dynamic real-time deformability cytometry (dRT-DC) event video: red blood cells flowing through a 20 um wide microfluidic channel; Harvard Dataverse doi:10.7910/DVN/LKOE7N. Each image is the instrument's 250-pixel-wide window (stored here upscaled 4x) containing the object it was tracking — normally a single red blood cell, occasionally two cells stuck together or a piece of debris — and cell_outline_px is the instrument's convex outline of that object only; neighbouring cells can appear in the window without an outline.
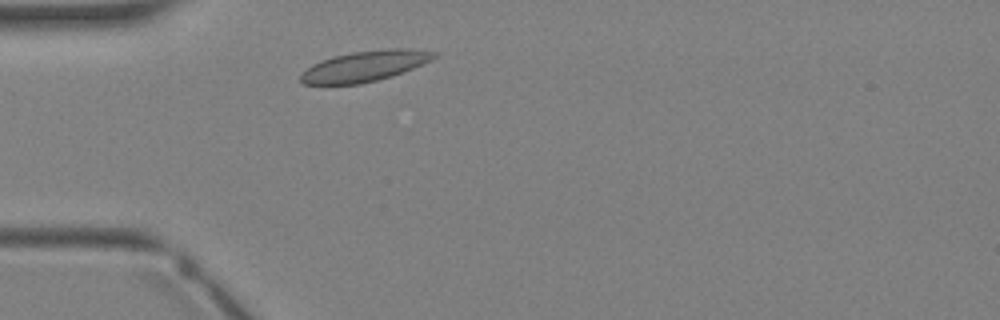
{"species": "Egyptian fruit bat (a non-hibernating species)", "species_latin": "Rousettus aegyptiacus", "temperature_condition": "warm", "stored_images_in_passage": 1, "camera_frame_rate_fps": 3000, "um_per_image_px": 0.085, "animal": {"sex": "female"}, "frame": {"image": 1, "passage_image": 1, "time_ms": 0.0, "image_size_px": [1000, 320], "cell_outline_px": [[440, 52], [436, 56], [404, 72], [392, 76], [360, 84], [304, 84], [300, 80], [300, 72], [312, 64], [320, 60], [332, 56], [352, 52], [388, 48], [412, 48]], "centroid_in_image_um": [30.98, 5.6], "position_along_channel_um": 54.0, "area_um2": 23.87}}